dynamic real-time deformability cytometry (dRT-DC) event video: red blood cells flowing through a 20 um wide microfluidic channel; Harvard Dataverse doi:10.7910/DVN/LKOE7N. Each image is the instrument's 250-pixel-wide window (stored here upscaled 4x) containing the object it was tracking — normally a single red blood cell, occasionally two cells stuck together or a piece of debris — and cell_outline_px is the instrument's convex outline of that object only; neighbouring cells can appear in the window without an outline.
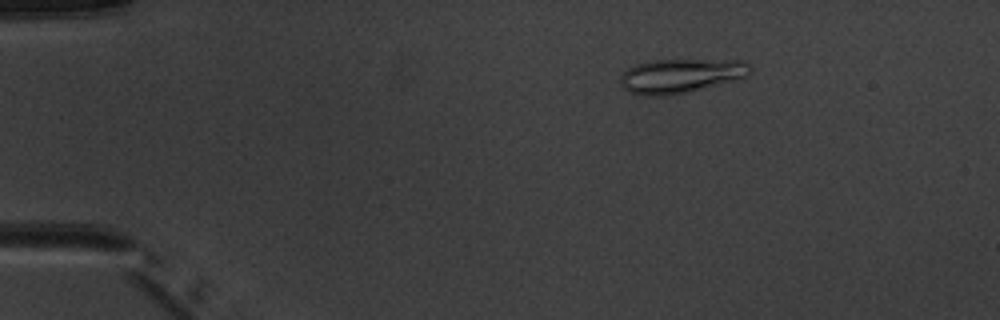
{"species": "common noctule bat (a hibernating species)", "species_latin": "Nyctalus noctula", "temperature_condition": "warm", "stored_images_in_passage": 5, "camera_frame_rate_fps": 3000, "um_per_image_px": 0.085, "animal": {"sex": "male", "body_mass_g": 20.1, "forearm_length_mm": 53.5}, "frame": {"image": 1, "passage_image": 3, "time_ms": 2.333, "image_size_px": [1000, 320], "cell_outline_px": [[752, 68], [748, 76], [736, 80], [684, 92], [664, 96], [644, 96], [628, 92], [620, 84], [620, 76], [628, 68], [636, 64], [648, 60], [744, 60]], "centroid_in_image_um": [57.84, 6.43], "position_along_channel_um": 27.2, "area_um2": 25.89}}